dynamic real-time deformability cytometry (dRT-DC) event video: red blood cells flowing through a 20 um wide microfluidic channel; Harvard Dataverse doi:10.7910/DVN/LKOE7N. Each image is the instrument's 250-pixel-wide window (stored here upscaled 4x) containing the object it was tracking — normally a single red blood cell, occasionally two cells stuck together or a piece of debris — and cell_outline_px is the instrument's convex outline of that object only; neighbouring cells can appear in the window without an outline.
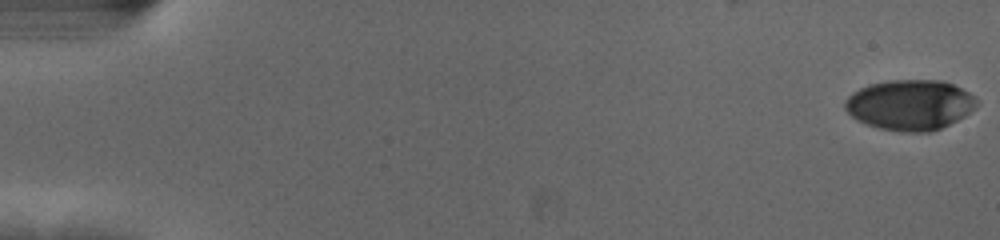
{"species": "human", "species_latin": "Homo sapiens", "temperature_condition": "cold", "stored_images_in_passage": 57, "camera_frame_rate_fps": 3000, "um_per_image_px": 0.085, "donor": {"sex": "female"}, "frame": {"image": 1, "passage_image": 1, "time_ms": 0.0, "image_size_px": [1000, 240], "cell_outline_px": [[976, 108], [964, 116], [932, 132], [904, 132], [880, 128], [864, 124], [856, 120], [844, 108], [844, 100], [852, 92], [868, 84], [888, 80], [944, 80], [976, 96]], "centroid_in_image_um": [77.32, 8.91], "position_along_channel_um": 7.7, "area_um2": 38.84}}
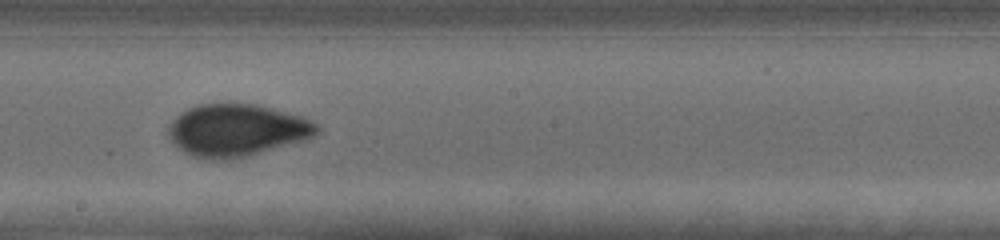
{"frame": {"image": 2, "passage_image": 33, "time_ms": 10.667, "image_size_px": [1000, 240], "cell_outline_px": [[320, 132], [316, 136], [304, 140], [248, 156], [228, 160], [216, 160], [192, 156], [180, 148], [168, 136], [168, 124], [180, 112], [188, 108], [200, 104], [256, 104], [304, 116], [316, 124], [320, 128]], "centroid_in_image_um": [20.15, 11.07], "position_along_channel_um": 228.1, "area_um2": 45.26}}
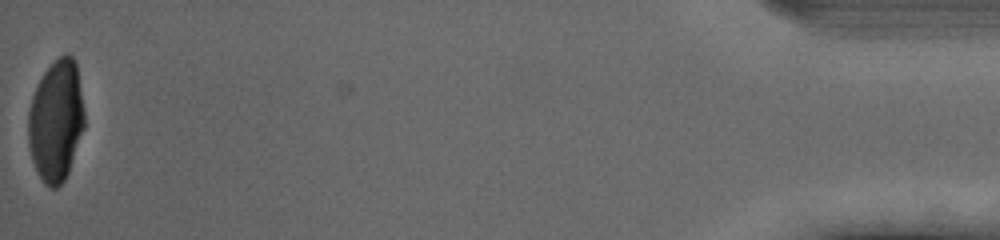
{"frame": {"image": 3, "passage_image": 57, "time_ms": 18.667, "image_size_px": [1000, 240], "cell_outline_px": [[84, 128], [68, 172], [64, 180], [56, 188], [48, 188], [44, 184], [36, 172], [32, 160], [28, 144], [28, 112], [32, 96], [44, 72], [64, 52], [68, 52], [76, 60], [84, 112]], "centroid_in_image_um": [4.76, 10.27], "position_along_channel_um": 430.4, "area_um2": 39.82}, "authors_computed_cell_mechanics": {"area_um2": 41.905, "velocity_mm_per_s": 3.6338, "shape_relaxation_time_tau1_ms": 4.9019, "shape_relaxation_time_tau2_ms": 0.8847, "deformation_change_tau1": 0.208, "deformation_change_tau2": 0.0511}}